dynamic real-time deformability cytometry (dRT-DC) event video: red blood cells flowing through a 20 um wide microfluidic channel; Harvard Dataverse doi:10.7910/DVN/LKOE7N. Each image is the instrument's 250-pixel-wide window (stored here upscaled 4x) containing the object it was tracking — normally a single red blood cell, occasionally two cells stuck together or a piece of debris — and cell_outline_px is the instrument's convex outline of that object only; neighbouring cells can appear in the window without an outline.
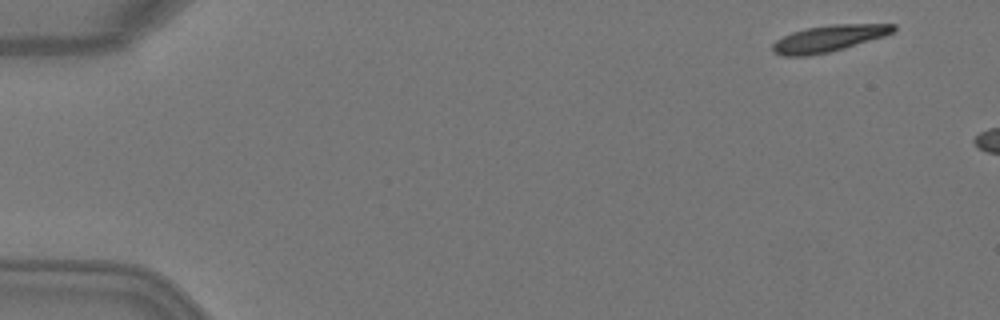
{"species": "Egyptian fruit bat (a non-hibernating species)", "species_latin": "Rousettus aegyptiacus", "temperature_condition": "warm", "stored_images_in_passage": 4, "camera_frame_rate_fps": 3000, "um_per_image_px": 0.085, "animal": {"sex": "female"}, "frame": {"image": 1, "passage_image": 1, "time_ms": 0.0, "image_size_px": [1000, 320], "cell_outline_px": [[896, 28], [892, 32], [884, 36], [844, 48], [828, 52], [808, 56], [784, 56], [772, 52], [772, 44], [776, 40], [792, 32], [808, 28], [832, 24], [896, 24]], "centroid_in_image_um": [70.42, 3.27], "position_along_channel_um": 14.6, "area_um2": 18.5}}